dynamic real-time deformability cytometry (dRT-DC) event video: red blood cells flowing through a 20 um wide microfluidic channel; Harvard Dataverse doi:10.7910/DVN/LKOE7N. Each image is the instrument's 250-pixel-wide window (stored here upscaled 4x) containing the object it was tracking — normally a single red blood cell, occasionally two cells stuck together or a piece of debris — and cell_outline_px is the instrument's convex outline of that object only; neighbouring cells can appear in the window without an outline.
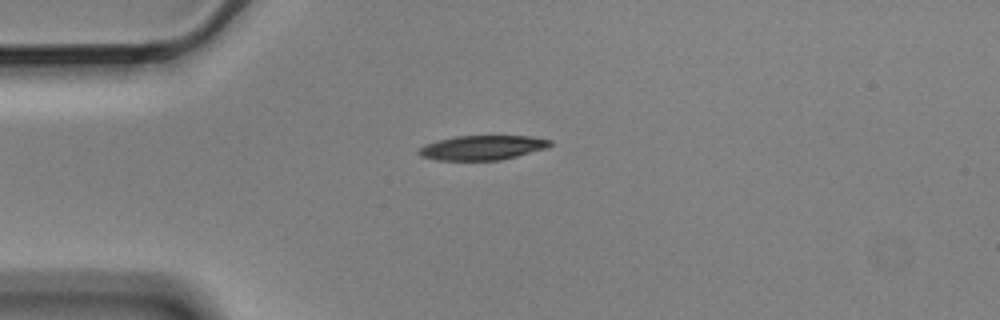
{"species": "Egyptian fruit bat (a non-hibernating species)", "species_latin": "Rousettus aegyptiacus", "temperature_condition": "cold", "stored_images_in_passage": 7, "camera_frame_rate_fps": 3000, "um_per_image_px": 0.085, "animal": {"sex": "male"}, "frame": {"image": 1, "passage_image": 1, "time_ms": 0.0, "image_size_px": [1000, 320], "cell_outline_px": [[552, 144], [548, 148], [500, 160], [436, 160], [420, 156], [416, 152], [424, 144], [436, 140], [456, 136], [532, 136], [552, 140]], "centroid_in_image_um": [40.99, 12.54], "position_along_channel_um": 44.0, "area_um2": 18.9}}
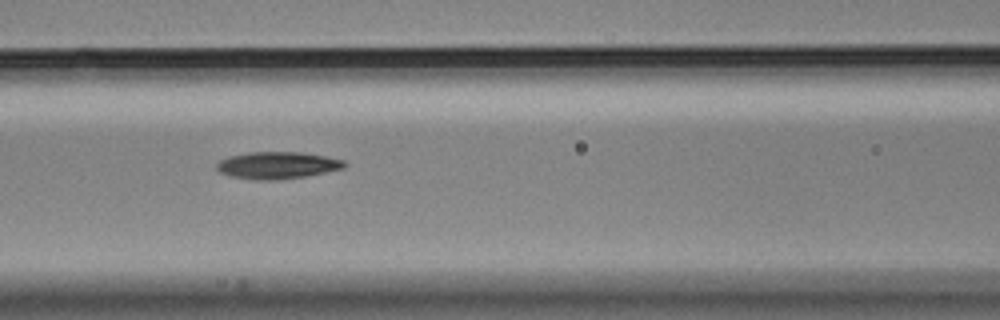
{"frame": {"image": 2, "passage_image": 4, "time_ms": 1.0, "image_size_px": [1000, 320], "cell_outline_px": [[344, 168], [304, 176], [276, 180], [252, 180], [232, 176], [220, 172], [216, 168], [216, 164], [220, 160], [228, 156], [248, 152], [300, 152], [324, 156], [344, 160]], "centroid_in_image_um": [23.52, 14.04], "position_along_channel_um": 143.1, "area_um2": 19.94}}
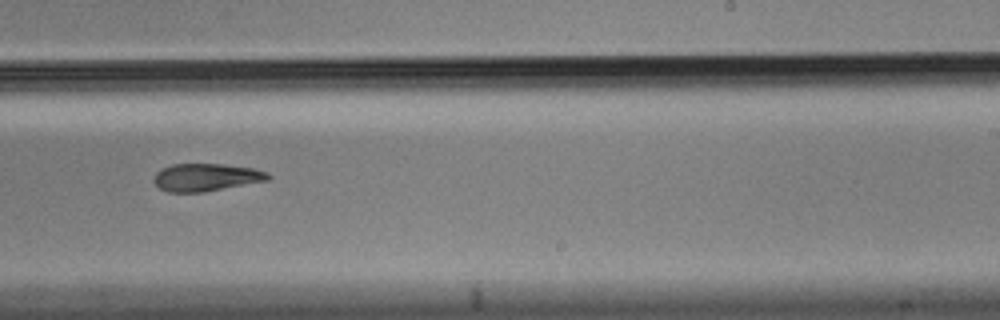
{"frame": {"image": 3, "passage_image": 7, "time_ms": 2.0, "image_size_px": [1000, 320], "cell_outline_px": [[272, 176], [268, 180], [204, 192], [168, 192], [160, 188], [152, 180], [156, 172], [160, 168], [172, 164], [220, 164], [252, 168], [268, 172]], "centroid_in_image_um": [17.49, 15.07], "position_along_channel_um": 271.5, "area_um2": 18.38}}